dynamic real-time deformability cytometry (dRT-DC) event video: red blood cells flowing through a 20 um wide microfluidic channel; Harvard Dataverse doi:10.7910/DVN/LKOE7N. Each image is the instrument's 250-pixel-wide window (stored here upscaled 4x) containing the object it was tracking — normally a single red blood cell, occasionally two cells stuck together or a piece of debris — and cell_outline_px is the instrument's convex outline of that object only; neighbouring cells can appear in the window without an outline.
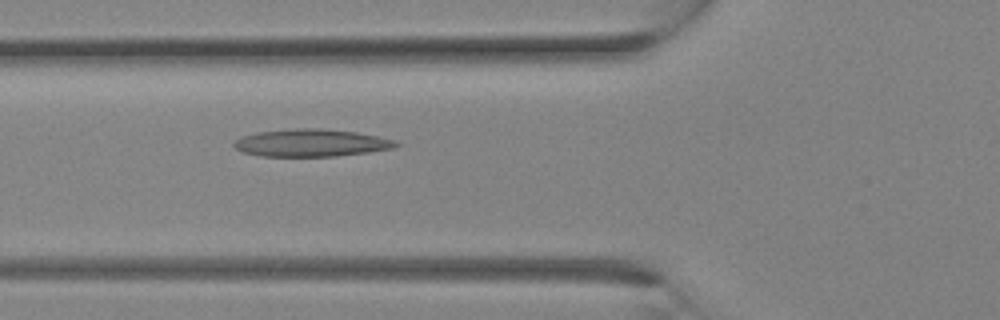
{"species": "Egyptian fruit bat (a non-hibernating species)", "species_latin": "Rousettus aegyptiacus", "temperature_condition": "room temperature", "stored_images_in_passage": 11, "camera_frame_rate_fps": 3000, "um_per_image_px": 0.085, "animal": {"sex": "female"}, "frame": {"image": 1, "passage_image": 11, "time_ms": 3.333, "image_size_px": [1000, 320], "cell_outline_px": [[400, 144], [392, 148], [368, 152], [336, 156], [260, 156], [244, 152], [236, 148], [232, 144], [240, 136], [256, 132], [292, 128], [320, 128], [356, 132], [380, 136], [396, 140]], "centroid_in_image_um": [26.45, 12.13], "position_along_channel_um": 99.4, "area_um2": 26.01}}